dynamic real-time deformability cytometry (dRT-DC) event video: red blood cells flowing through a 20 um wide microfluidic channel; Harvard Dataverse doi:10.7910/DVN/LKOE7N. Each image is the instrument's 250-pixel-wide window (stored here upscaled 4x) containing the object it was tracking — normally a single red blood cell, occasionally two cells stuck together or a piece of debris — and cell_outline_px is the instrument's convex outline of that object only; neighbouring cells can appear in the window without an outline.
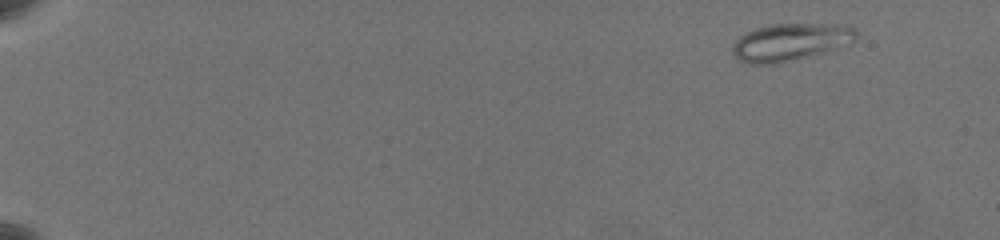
{"species": "common noctule bat (a hibernating species)", "species_latin": "Nyctalus noctula", "temperature_condition": "warm", "stored_images_in_passage": 56, "camera_frame_rate_fps": 3000, "um_per_image_px": 0.085, "animal": {"sex": "female", "body_mass_g": 19.5, "forearm_length_mm": 54.1}, "frame": {"image": 1, "passage_image": 1, "time_ms": 0.0, "image_size_px": [1000, 240], "cell_outline_px": [[856, 40], [852, 44], [832, 52], [776, 64], [752, 64], [736, 60], [732, 52], [732, 48], [736, 40], [744, 32], [756, 28], [772, 24], [840, 24], [856, 28]], "centroid_in_image_um": [67.24, 3.6], "position_along_channel_um": 17.8, "area_um2": 27.74}}
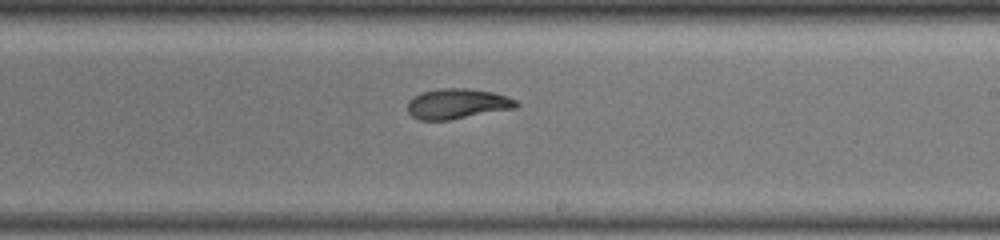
{"frame": {"image": 2, "passage_image": 35, "time_ms": 11.333, "image_size_px": [1000, 240], "cell_outline_px": [[520, 104], [516, 108], [448, 120], [420, 120], [412, 116], [408, 112], [408, 100], [412, 96], [420, 92], [440, 88], [468, 88], [492, 92], [508, 96], [516, 100]], "centroid_in_image_um": [38.86, 8.81], "position_along_channel_um": 250.1, "area_um2": 19.31}}
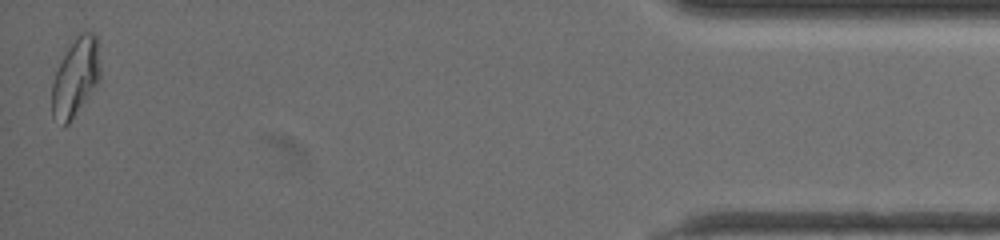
{"frame": {"image": 3, "passage_image": 56, "time_ms": 18.333, "image_size_px": [1000, 240], "cell_outline_px": [[100, 80], [68, 124], [64, 124], [52, 116], [52, 84], [56, 72], [68, 48], [76, 36], [80, 32], [92, 32], [96, 36], [100, 68]], "centroid_in_image_um": [6.43, 6.55], "position_along_channel_um": 428.8, "area_um2": 21.44}, "authors_computed_cell_mechanics": {"area_um2": 20.519, "velocity_mm_per_s": 3.5778, "shape_relaxation_time_tau1_ms": 5.4417, "shape_relaxation_time_tau2_ms": 1.7408, "deformation_change_tau1": 0.1582, "deformation_change_tau2": 0.0641}}